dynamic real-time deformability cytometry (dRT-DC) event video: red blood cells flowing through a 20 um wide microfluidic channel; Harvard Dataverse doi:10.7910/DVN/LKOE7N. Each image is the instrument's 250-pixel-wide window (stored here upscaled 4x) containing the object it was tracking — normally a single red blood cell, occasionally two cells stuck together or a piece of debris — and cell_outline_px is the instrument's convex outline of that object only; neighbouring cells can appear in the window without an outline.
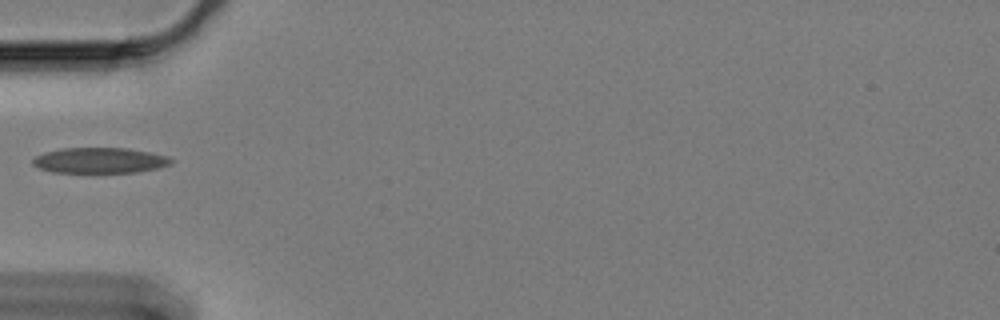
{"species": "Egyptian fruit bat (a non-hibernating species)", "species_latin": "Rousettus aegyptiacus", "temperature_condition": "cold", "stored_images_in_passage": 39, "camera_frame_rate_fps": 3000, "um_per_image_px": 0.085, "animal": {"sex": "female"}, "frame": {"image": 1, "passage_image": 1, "time_ms": 0.0, "image_size_px": [1000, 320], "cell_outline_px": [[172, 160], [168, 164], [156, 168], [136, 172], [52, 172], [40, 168], [32, 164], [32, 160], [36, 156], [44, 152], [60, 148], [128, 148], [168, 156]], "centroid_in_image_um": [8.42, 13.62], "position_along_channel_um": 76.6, "area_um2": 20.35}}